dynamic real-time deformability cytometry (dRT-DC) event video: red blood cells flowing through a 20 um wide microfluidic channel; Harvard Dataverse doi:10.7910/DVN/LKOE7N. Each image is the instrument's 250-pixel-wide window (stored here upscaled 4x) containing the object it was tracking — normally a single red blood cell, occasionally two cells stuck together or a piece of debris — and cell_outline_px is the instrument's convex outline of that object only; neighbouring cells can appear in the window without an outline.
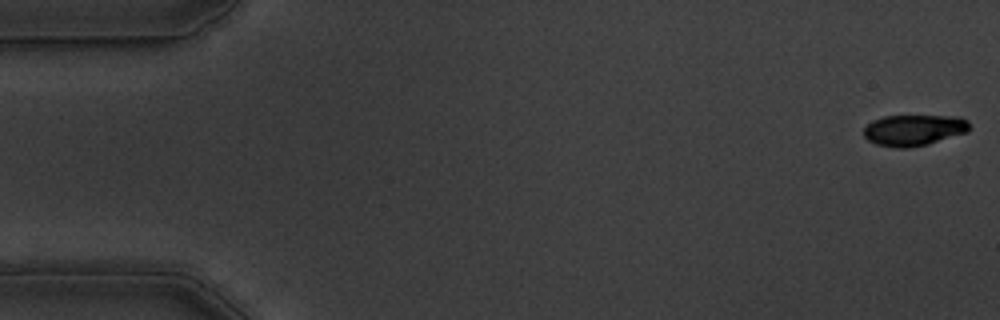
{"species": "common noctule bat (a hibernating species)", "species_latin": "Nyctalus noctula", "temperature_condition": "warm", "stored_images_in_passage": 56, "camera_frame_rate_fps": 3000, "um_per_image_px": 0.085, "animal": {"sex": "male", "body_mass_g": 19.5, "forearm_length_mm": 54.6}, "frame": {"image": 1, "passage_image": 1, "time_ms": 0.0, "image_size_px": [1000, 320], "cell_outline_px": [[968, 132], [928, 144], [908, 148], [896, 148], [876, 144], [868, 140], [864, 136], [864, 128], [872, 120], [884, 116], [960, 116], [968, 120]], "centroid_in_image_um": [77.67, 11.06], "position_along_channel_um": 7.3, "area_um2": 19.19}}
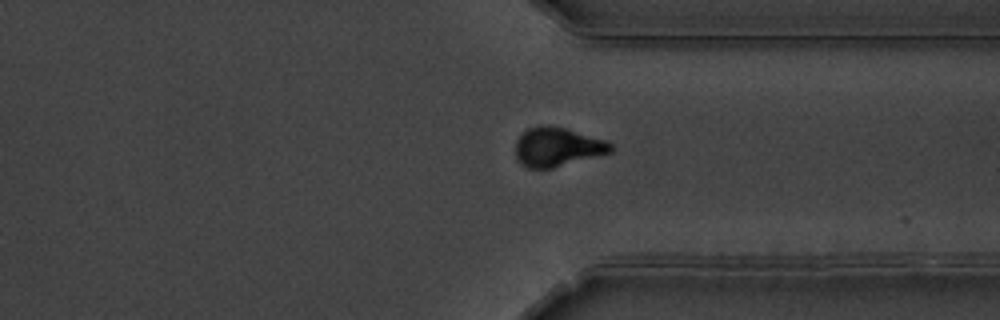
{"frame": {"image": 2, "passage_image": 42, "time_ms": 13.667, "image_size_px": [1000, 320], "cell_outline_px": [[612, 152], [552, 168], [528, 168], [516, 156], [516, 140], [528, 128], [540, 124], [544, 124], [564, 128], [604, 140], [612, 144]], "centroid_in_image_um": [47.36, 12.48], "position_along_channel_um": 364.0, "area_um2": 21.27}}
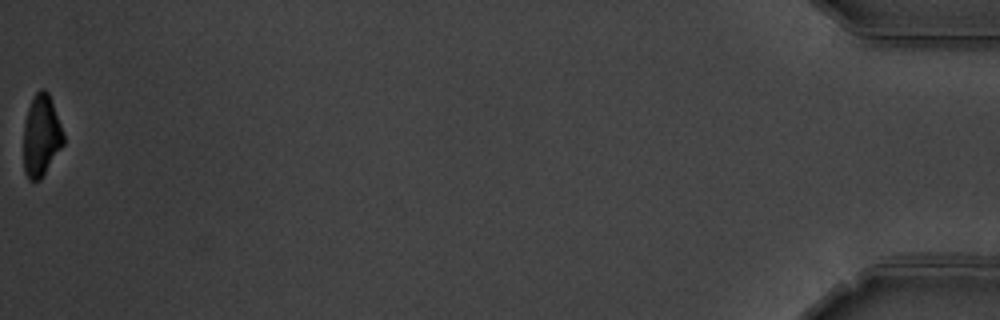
{"frame": {"image": 3, "passage_image": 56, "time_ms": 18.333, "image_size_px": [1000, 320], "cell_outline_px": [[64, 144], [40, 180], [28, 180], [24, 172], [24, 124], [28, 108], [36, 92], [40, 88], [44, 88], [48, 92], [52, 100], [64, 136]], "centroid_in_image_um": [3.5, 11.54], "position_along_channel_um": 431.7, "area_um2": 18.9}, "authors_computed_cell_mechanics": {"area_um2": 21.5305, "velocity_mm_per_s": 3.6074, "shape_relaxation_time_tau1_ms": 3.0703, "shape_relaxation_time_tau2_ms": 3.244, "deformation_change_tau1": 0.1539, "deformation_change_tau2": 0.0802}}